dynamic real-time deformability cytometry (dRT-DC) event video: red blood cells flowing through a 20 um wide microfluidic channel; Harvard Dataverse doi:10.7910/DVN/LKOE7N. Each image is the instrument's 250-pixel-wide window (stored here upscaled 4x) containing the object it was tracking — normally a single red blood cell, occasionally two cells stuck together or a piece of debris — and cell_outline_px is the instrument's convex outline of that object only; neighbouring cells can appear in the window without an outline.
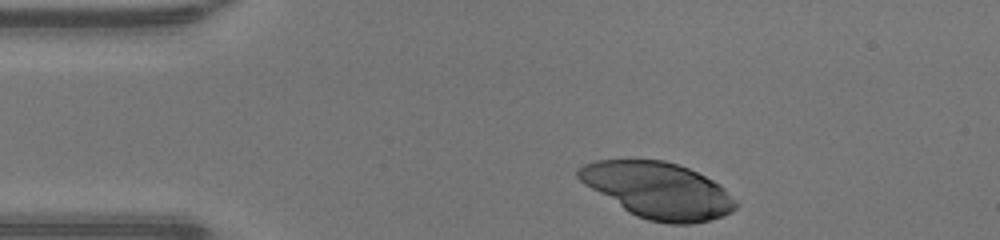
{"species": "human", "species_latin": "Homo sapiens", "temperature_condition": "warm", "stored_images_in_passage": 32, "camera_frame_rate_fps": 3000, "um_per_image_px": 0.085, "donor": {"sex": "male"}, "frame": {"image": 1, "passage_image": 1, "time_ms": 0.0, "image_size_px": [1000, 240], "cell_outline_px": [[740, 204], [732, 212], [708, 220], [692, 224], [668, 224], [648, 220], [636, 216], [628, 212], [584, 184], [576, 176], [576, 168], [584, 164], [596, 160], [664, 160], [688, 168], [720, 184]], "centroid_in_image_um": [55.93, 16.18], "position_along_channel_um": 29.1, "area_um2": 51.27}}
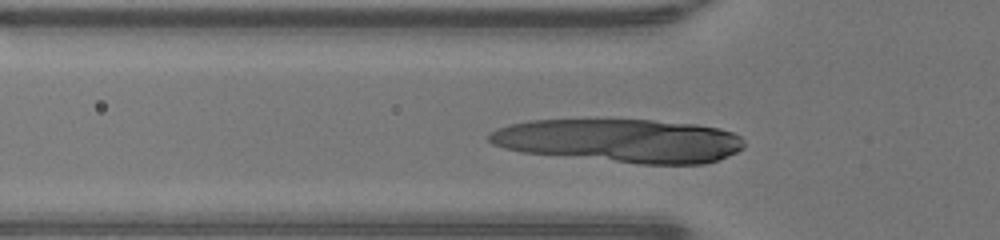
{"frame": {"image": 2, "passage_image": 8, "time_ms": 2.333, "image_size_px": [1000, 240], "cell_outline_px": [[744, 148], [720, 160], [704, 164], [636, 164], [524, 152], [504, 148], [492, 144], [488, 140], [488, 136], [492, 132], [500, 128], [512, 124], [528, 120], [652, 120], [696, 124], [720, 128], [732, 132], [740, 136], [744, 140]], "centroid_in_image_um": [52.77, 11.96], "position_along_channel_um": 73.0, "area_um2": 64.74}}